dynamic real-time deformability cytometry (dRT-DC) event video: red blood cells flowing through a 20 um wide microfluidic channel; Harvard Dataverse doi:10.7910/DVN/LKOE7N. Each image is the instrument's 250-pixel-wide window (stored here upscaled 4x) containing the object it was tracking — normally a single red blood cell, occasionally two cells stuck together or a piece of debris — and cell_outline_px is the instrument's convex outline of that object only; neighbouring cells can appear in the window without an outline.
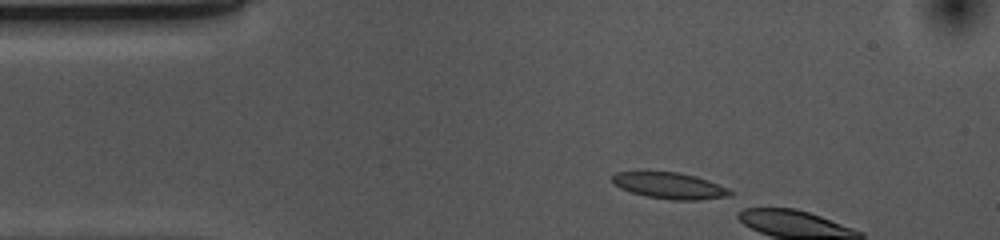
{"species": "common noctule bat (a hibernating species)", "species_latin": "Nyctalus noctula", "temperature_condition": "cold", "stored_images_in_passage": 4, "camera_frame_rate_fps": 3000, "um_per_image_px": 0.085, "animal": {"sex": "female", "body_mass_g": 10.0, "forearm_length_mm": 53.1}, "frame": {"image": 1, "passage_image": 1, "time_ms": 0.0, "image_size_px": [1000, 240], "cell_outline_px": [[732, 192], [728, 196], [696, 200], [672, 200], [644, 196], [620, 188], [612, 184], [612, 176], [616, 172], [680, 172], [696, 176], [708, 180], [728, 188]], "centroid_in_image_um": [56.89, 15.78], "position_along_channel_um": 28.1, "area_um2": 17.98}}